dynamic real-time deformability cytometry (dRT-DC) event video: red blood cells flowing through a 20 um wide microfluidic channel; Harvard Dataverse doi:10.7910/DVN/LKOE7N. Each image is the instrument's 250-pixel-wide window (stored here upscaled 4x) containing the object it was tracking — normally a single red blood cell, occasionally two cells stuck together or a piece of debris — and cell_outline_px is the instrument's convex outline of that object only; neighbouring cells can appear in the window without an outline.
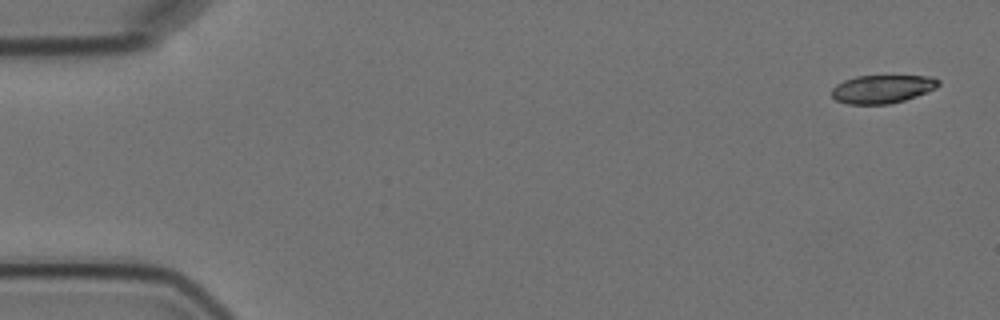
{"species": "Egyptian fruit bat (a non-hibernating species)", "species_latin": "Rousettus aegyptiacus", "temperature_condition": "cold", "stored_images_in_passage": 5, "camera_frame_rate_fps": 3000, "um_per_image_px": 0.085, "animal": {"sex": "female"}, "frame": {"image": 1, "passage_image": 1, "time_ms": 0.0, "image_size_px": [1000, 320], "cell_outline_px": [[940, 84], [936, 88], [916, 96], [904, 100], [888, 104], [848, 104], [836, 100], [832, 96], [832, 88], [836, 84], [844, 80], [856, 76], [932, 76], [940, 80]], "centroid_in_image_um": [74.99, 7.56], "position_along_channel_um": 10.0, "area_um2": 17.57}}
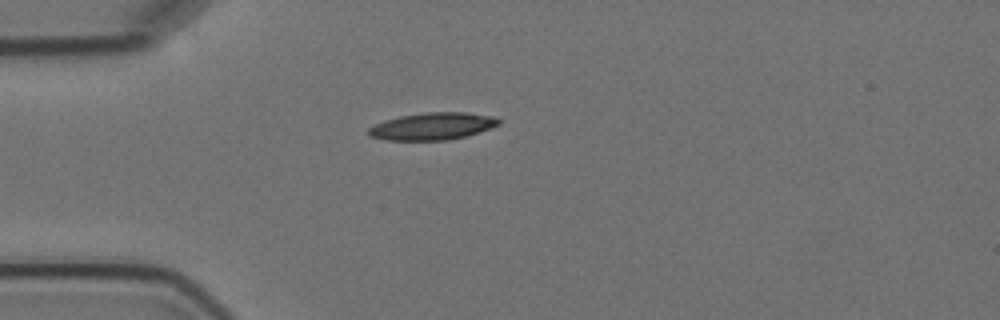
{"frame": {"image": 2, "passage_image": 5, "time_ms": 4.333, "image_size_px": [1000, 320], "cell_outline_px": [[500, 124], [464, 136], [448, 140], [388, 140], [368, 136], [368, 128], [384, 120], [400, 116], [424, 112], [468, 112], [492, 116], [500, 120]], "centroid_in_image_um": [36.72, 10.72], "position_along_channel_um": 48.3, "area_um2": 20.46}}